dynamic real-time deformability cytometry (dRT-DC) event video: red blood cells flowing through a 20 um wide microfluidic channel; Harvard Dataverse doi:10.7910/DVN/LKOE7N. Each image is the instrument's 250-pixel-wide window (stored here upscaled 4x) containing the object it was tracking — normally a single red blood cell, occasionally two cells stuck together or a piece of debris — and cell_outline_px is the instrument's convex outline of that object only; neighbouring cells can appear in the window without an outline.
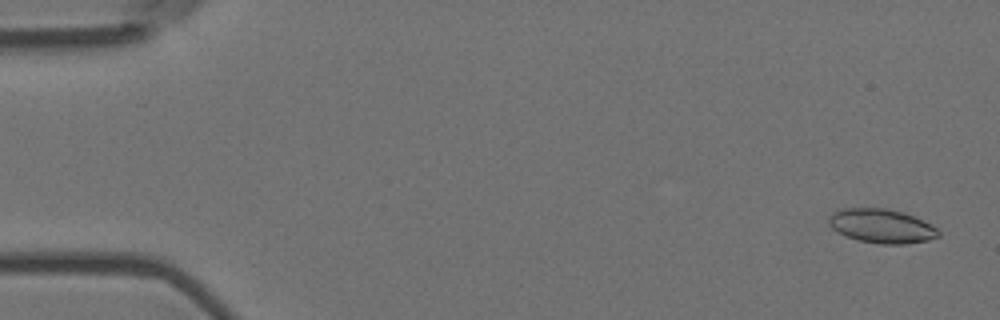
{"species": "Egyptian fruit bat (a non-hibernating species)", "species_latin": "Rousettus aegyptiacus", "temperature_condition": "room temperature", "stored_images_in_passage": 4, "camera_frame_rate_fps": 3000, "um_per_image_px": 0.085, "animal": {"sex": "female"}, "frame": {"image": 1, "passage_image": 1, "time_ms": 0.0, "image_size_px": [1000, 320], "cell_outline_px": [[940, 236], [928, 240], [904, 244], [880, 244], [856, 240], [844, 236], [832, 228], [828, 224], [828, 220], [832, 212], [840, 208], [884, 208], [904, 212], [924, 220], [932, 224], [940, 232]], "centroid_in_image_um": [74.93, 19.21], "position_along_channel_um": 10.1, "area_um2": 22.08}}
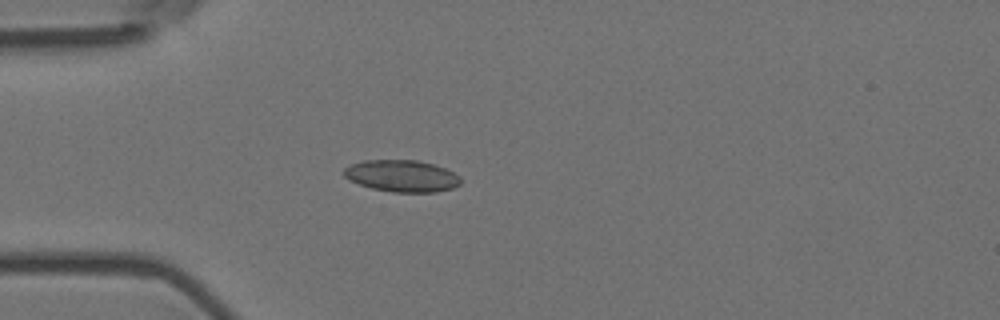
{"frame": {"image": 2, "passage_image": 4, "time_ms": 1.0, "image_size_px": [1000, 320], "cell_outline_px": [[460, 184], [452, 188], [436, 192], [392, 192], [372, 188], [348, 180], [344, 176], [344, 168], [352, 164], [364, 160], [416, 160], [432, 164], [444, 168], [460, 176]], "centroid_in_image_um": [34.14, 14.96], "position_along_channel_um": 50.9, "area_um2": 21.5}}